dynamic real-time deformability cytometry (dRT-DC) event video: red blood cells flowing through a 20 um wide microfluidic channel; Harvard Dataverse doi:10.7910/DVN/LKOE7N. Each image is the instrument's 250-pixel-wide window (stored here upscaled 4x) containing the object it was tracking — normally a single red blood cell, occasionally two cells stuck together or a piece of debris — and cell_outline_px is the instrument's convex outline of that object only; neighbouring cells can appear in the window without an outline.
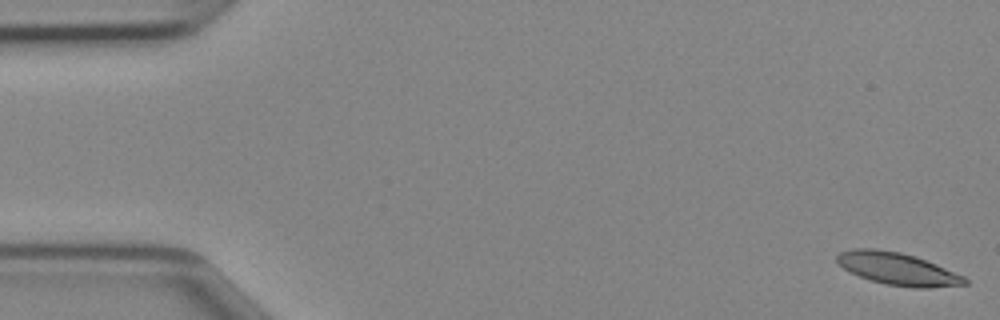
{"species": "Egyptian fruit bat (a non-hibernating species)", "species_latin": "Rousettus aegyptiacus", "temperature_condition": "cold", "stored_images_in_passage": 47, "camera_frame_rate_fps": 3000, "um_per_image_px": 0.085, "animal": {"sex": "female"}, "frame": {"image": 1, "passage_image": 1, "time_ms": 0.0, "image_size_px": [1000, 320], "cell_outline_px": [[968, 284], [928, 288], [916, 288], [884, 284], [860, 276], [844, 268], [836, 260], [836, 256], [840, 252], [852, 248], [876, 248], [900, 252], [916, 256], [936, 264], [964, 276], [968, 280]], "centroid_in_image_um": [76.31, 22.84], "position_along_channel_um": 8.7, "area_um2": 24.04}}
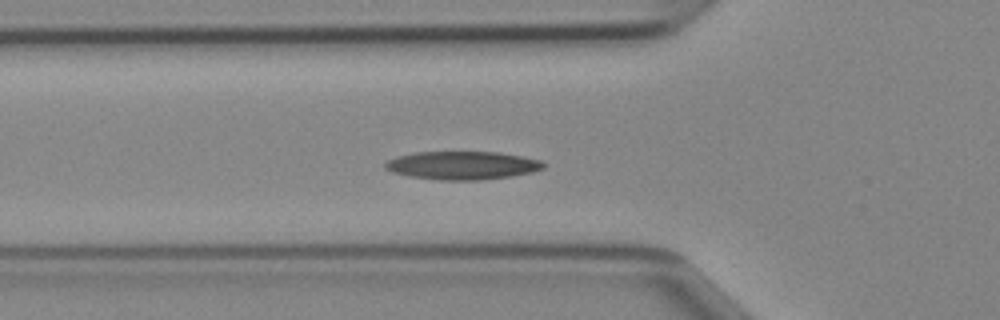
{"frame": {"image": 2, "passage_image": 16, "time_ms": 5.0, "image_size_px": [1000, 320], "cell_outline_px": [[544, 168], [532, 172], [512, 176], [480, 180], [440, 180], [408, 176], [392, 172], [384, 168], [384, 164], [388, 160], [396, 156], [412, 152], [496, 152], [520, 156], [540, 160], [544, 164]], "centroid_in_image_um": [39.25, 14.06], "position_along_channel_um": 86.5, "area_um2": 26.07}}
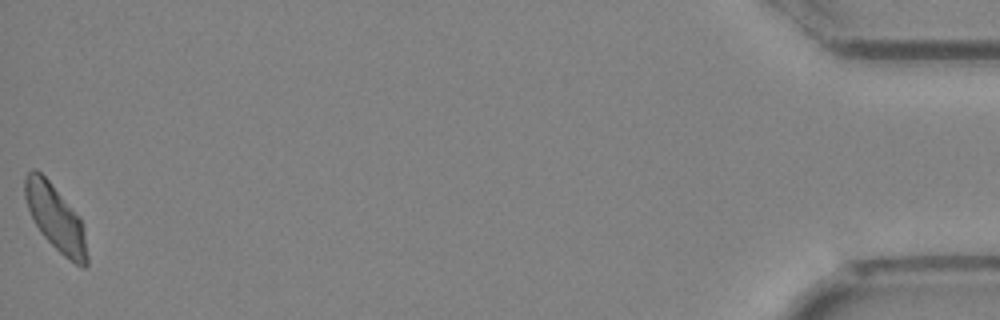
{"frame": {"image": 3, "passage_image": 47, "time_ms": 15.333, "image_size_px": [1000, 320], "cell_outline_px": [[88, 264], [84, 268], [76, 264], [64, 256], [40, 232], [28, 208], [24, 196], [24, 176], [32, 168], [36, 168], [48, 180], [80, 216], [84, 232], [88, 256]], "centroid_in_image_um": [4.72, 18.51], "position_along_channel_um": 430.5, "area_um2": 23.64}}